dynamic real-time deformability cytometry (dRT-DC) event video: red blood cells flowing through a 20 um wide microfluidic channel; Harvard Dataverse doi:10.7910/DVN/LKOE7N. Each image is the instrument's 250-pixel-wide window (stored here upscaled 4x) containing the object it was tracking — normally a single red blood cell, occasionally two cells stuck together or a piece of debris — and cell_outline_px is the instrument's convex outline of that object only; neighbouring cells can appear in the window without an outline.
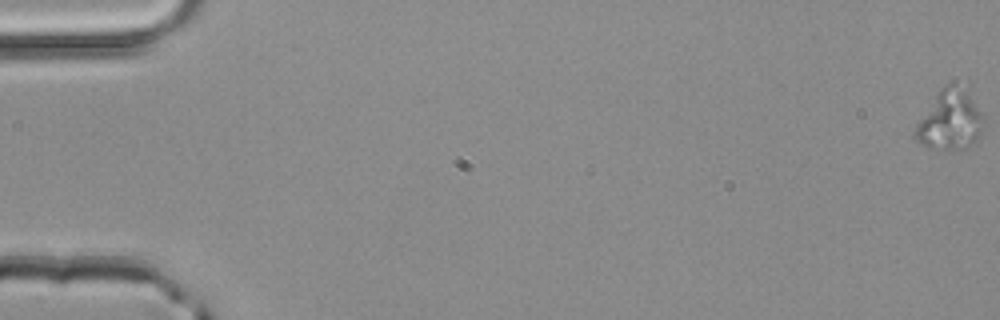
{"species": "common noctule bat (a hibernating species)", "species_latin": "Nyctalus noctula", "temperature_condition": "room temperature", "stored_images_in_passage": 5, "camera_frame_rate_fps": 3000, "um_per_image_px": 0.085, "animal": {"sex": "male", "body_mass_g": 20.4}, "frame": {"image": 1, "passage_image": 1, "time_ms": 0.0, "image_size_px": [1000, 320], "cell_outline_px": [[980, 136], [976, 140], [960, 148], [928, 148], [916, 140], [916, 124], [940, 88], [944, 84], [952, 84], [968, 96], [980, 112]], "centroid_in_image_um": [80.67, 10.23], "position_along_channel_um": 4.3, "area_um2": 22.2}}
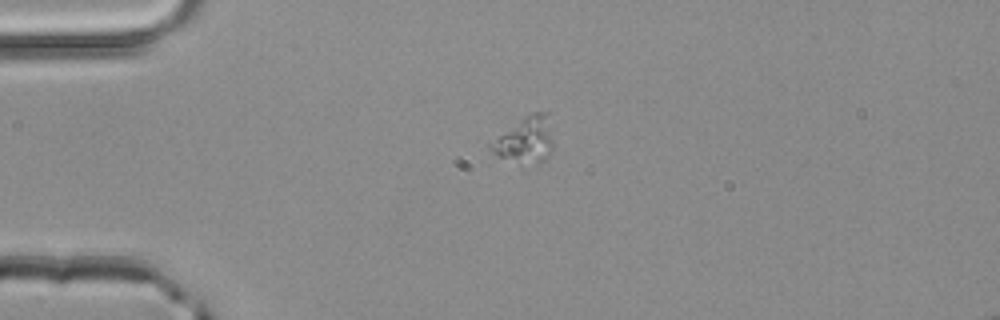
{"frame": {"image": 2, "passage_image": 4, "time_ms": 1.0, "image_size_px": [1000, 320], "cell_outline_px": [[552, 148], [548, 156], [544, 160], [536, 164], [500, 156], [488, 148], [488, 144], [524, 116], [532, 112], [548, 112], [552, 136]], "centroid_in_image_um": [44.7, 11.84], "position_along_channel_um": 40.3, "area_um2": 16.18}}